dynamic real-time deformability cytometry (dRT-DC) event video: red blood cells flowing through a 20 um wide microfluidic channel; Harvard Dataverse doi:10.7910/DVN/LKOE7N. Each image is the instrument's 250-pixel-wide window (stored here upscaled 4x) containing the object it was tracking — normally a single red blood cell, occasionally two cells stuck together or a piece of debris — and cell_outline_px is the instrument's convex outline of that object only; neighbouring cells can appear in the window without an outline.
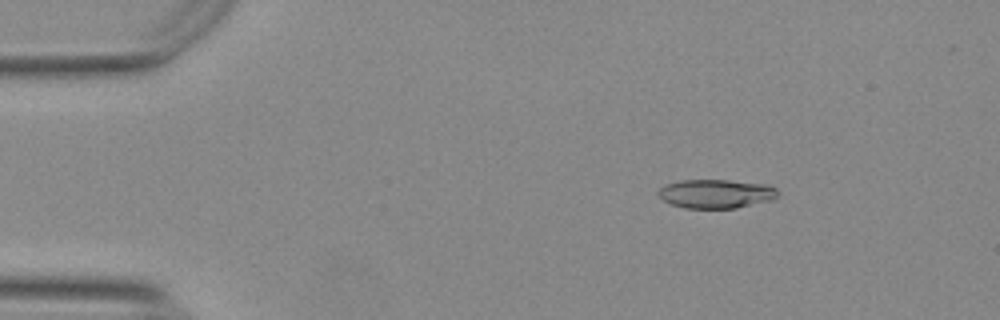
{"species": "Egyptian fruit bat (a non-hibernating species)", "species_latin": "Rousettus aegyptiacus", "temperature_condition": "warm", "stored_images_in_passage": 53, "camera_frame_rate_fps": 3000, "um_per_image_px": 0.085, "animal": {"sex": "female"}, "frame": {"image": 1, "passage_image": 7, "time_ms": 2.0, "image_size_px": [1000, 320], "cell_outline_px": [[776, 196], [772, 200], [736, 208], [684, 208], [672, 204], [664, 200], [656, 192], [660, 188], [668, 184], [680, 180], [728, 180], [768, 184], [776, 188]], "centroid_in_image_um": [60.86, 16.46], "position_along_channel_um": 24.1, "area_um2": 20.0}}
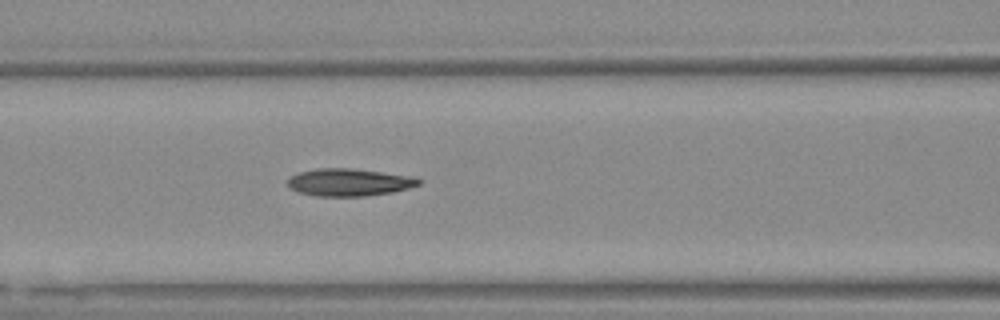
{"frame": {"image": 2, "passage_image": 22, "time_ms": 7.0, "image_size_px": [1000, 320], "cell_outline_px": [[424, 180], [420, 184], [408, 188], [392, 192], [364, 196], [316, 196], [296, 192], [288, 184], [288, 176], [300, 172], [316, 168], [352, 168], [416, 176]], "centroid_in_image_um": [29.71, 15.48], "position_along_channel_um": 136.9, "area_um2": 21.21}}
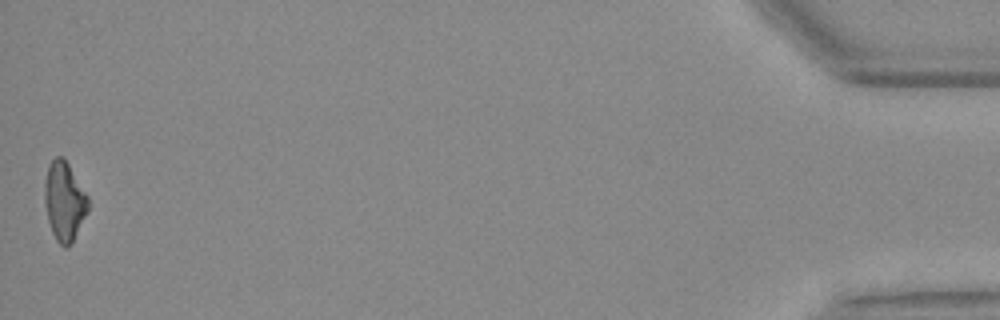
{"frame": {"image": 3, "passage_image": 53, "time_ms": 17.333, "image_size_px": [1000, 320], "cell_outline_px": [[88, 212], [72, 244], [64, 248], [56, 240], [52, 232], [48, 220], [44, 200], [44, 184], [48, 164], [56, 156], [64, 156], [88, 196]], "centroid_in_image_um": [5.47, 17.1], "position_along_channel_um": 429.7, "area_um2": 20.29}, "authors_computed_cell_mechanics": {"area_um2": 20.3456, "velocity_mm_per_s": 3.7632, "shape_relaxation_time_tau1_ms": 6.6309, "shape_relaxation_time_tau2_ms": 4.0541, "deformation_change_tau1": 0.1963, "deformation_change_tau2": 0.1476}}